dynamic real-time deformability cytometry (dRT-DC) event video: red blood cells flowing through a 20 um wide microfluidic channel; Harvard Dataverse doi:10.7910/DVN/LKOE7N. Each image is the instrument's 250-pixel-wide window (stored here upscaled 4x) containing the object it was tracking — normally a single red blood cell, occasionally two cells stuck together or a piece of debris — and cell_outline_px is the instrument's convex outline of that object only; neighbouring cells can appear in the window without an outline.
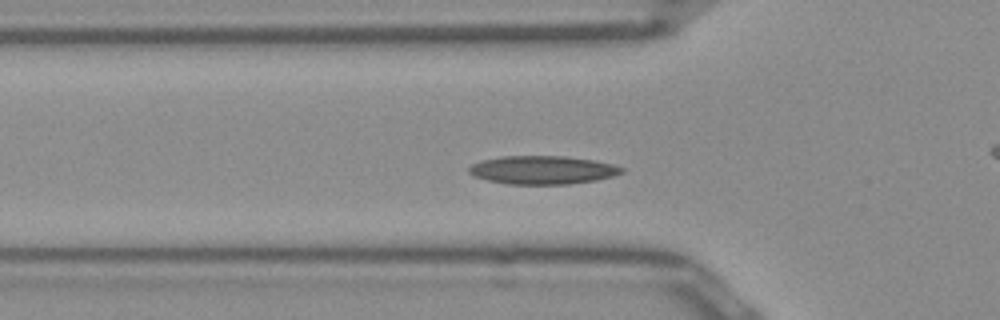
{"species": "Egyptian fruit bat (a non-hibernating species)", "species_latin": "Rousettus aegyptiacus", "temperature_condition": "room temperature", "stored_images_in_passage": 49, "camera_frame_rate_fps": 3000, "um_per_image_px": 0.085, "frame": {"image": 1, "passage_image": 14, "time_ms": 4.333, "image_size_px": [1000, 320], "cell_outline_px": [[624, 172], [612, 176], [596, 180], [568, 184], [508, 184], [488, 180], [476, 176], [468, 172], [468, 168], [472, 164], [480, 160], [500, 156], [564, 156], [592, 160], [612, 164], [624, 168]], "centroid_in_image_um": [46.1, 14.44], "position_along_channel_um": 79.7, "area_um2": 25.14}}
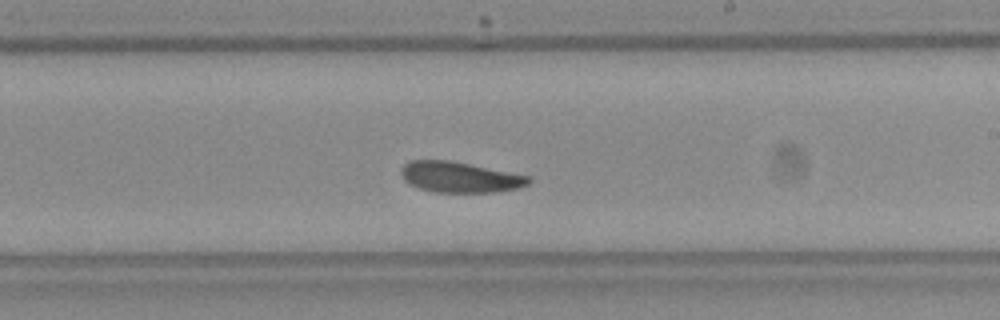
{"frame": {"image": 2, "passage_image": 27, "time_ms": 8.667, "image_size_px": [1000, 320], "cell_outline_px": [[532, 180], [528, 184], [520, 188], [496, 192], [432, 192], [416, 188], [408, 184], [404, 180], [400, 172], [400, 168], [408, 160], [448, 160], [528, 176]], "centroid_in_image_um": [39.01, 15.07], "position_along_channel_um": 250.0, "area_um2": 22.83}}
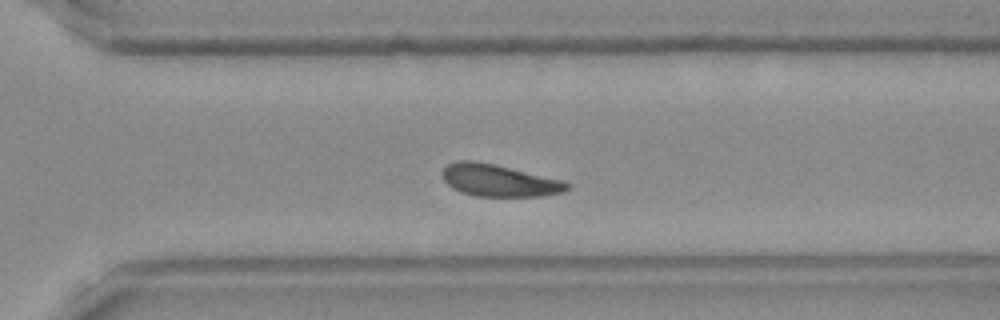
{"frame": {"image": 3, "passage_image": 33, "time_ms": 10.667, "image_size_px": [1000, 320], "cell_outline_px": [[572, 184], [564, 192], [540, 196], [476, 196], [460, 192], [452, 188], [444, 180], [444, 168], [448, 164], [460, 160], [472, 160], [492, 164], [564, 180]], "centroid_in_image_um": [42.45, 15.35], "position_along_channel_um": 328.2, "area_um2": 23.06}, "authors_computed_cell_mechanics": {"area_um2": 23.4668, "velocity_mm_per_s": 3.922, "shape_relaxation_time_tau1_ms": 4.8841, "shape_relaxation_time_tau2_ms": null, "deformation_change_tau1": 0.1016, "deformation_change_tau2": null}}